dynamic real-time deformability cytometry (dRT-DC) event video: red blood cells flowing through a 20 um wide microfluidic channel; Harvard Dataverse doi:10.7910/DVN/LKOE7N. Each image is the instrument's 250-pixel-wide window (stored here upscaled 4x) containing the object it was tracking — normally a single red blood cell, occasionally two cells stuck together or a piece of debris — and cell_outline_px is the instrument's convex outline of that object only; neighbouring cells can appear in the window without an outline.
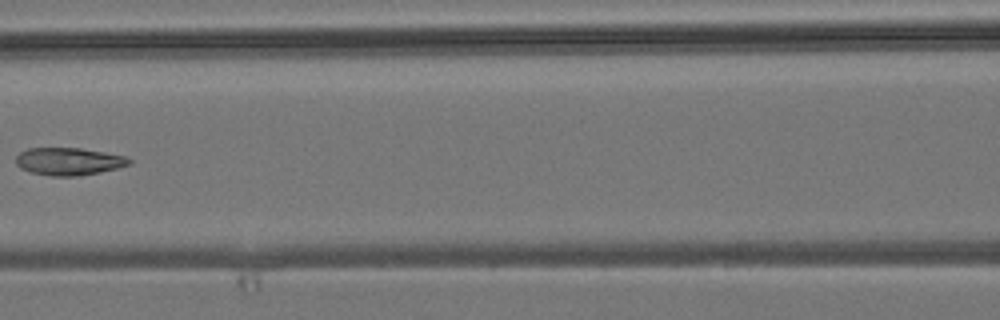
{"species": "common noctule bat (a hibernating species)", "species_latin": "Nyctalus noctula", "temperature_condition": "room temperature", "stored_images_in_passage": 6, "camera_frame_rate_fps": 3000, "um_per_image_px": 0.085, "animal": {"sex": "male", "body_mass_g": 19.2, "forearm_length_mm": 51.8}, "frame": {"image": 1, "passage_image": 6, "time_ms": 5.667, "image_size_px": [1000, 320], "cell_outline_px": [[132, 164], [100, 172], [76, 176], [52, 176], [32, 172], [20, 168], [16, 164], [16, 156], [20, 152], [28, 148], [80, 148], [104, 152], [124, 156], [132, 160]], "centroid_in_image_um": [5.84, 13.71], "position_along_channel_um": 160.8, "area_um2": 18.09}}